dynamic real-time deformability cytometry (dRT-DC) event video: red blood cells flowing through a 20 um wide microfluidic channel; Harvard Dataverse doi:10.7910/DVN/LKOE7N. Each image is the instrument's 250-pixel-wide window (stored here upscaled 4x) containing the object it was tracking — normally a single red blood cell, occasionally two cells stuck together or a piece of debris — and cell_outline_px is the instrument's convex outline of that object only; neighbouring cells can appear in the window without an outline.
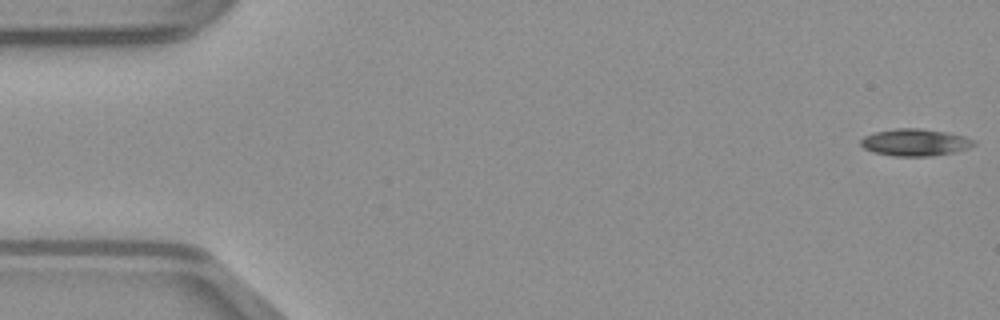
{"species": "common noctule bat (a hibernating species)", "species_latin": "Nyctalus noctula", "temperature_condition": "warm", "stored_images_in_passage": 49, "camera_frame_rate_fps": 3000, "um_per_image_px": 0.085, "animal": {"sex": "male", "body_mass_g": 23.1, "forearm_length_mm": 52.7}, "frame": {"image": 1, "passage_image": 1, "time_ms": 0.0, "image_size_px": [1000, 320], "cell_outline_px": [[976, 144], [968, 148], [952, 152], [928, 156], [892, 156], [872, 152], [864, 148], [860, 144], [860, 140], [864, 136], [876, 132], [896, 128], [920, 128], [944, 132], [964, 136], [976, 140]], "centroid_in_image_um": [77.76, 12.1], "position_along_channel_um": 7.2, "area_um2": 17.74}}
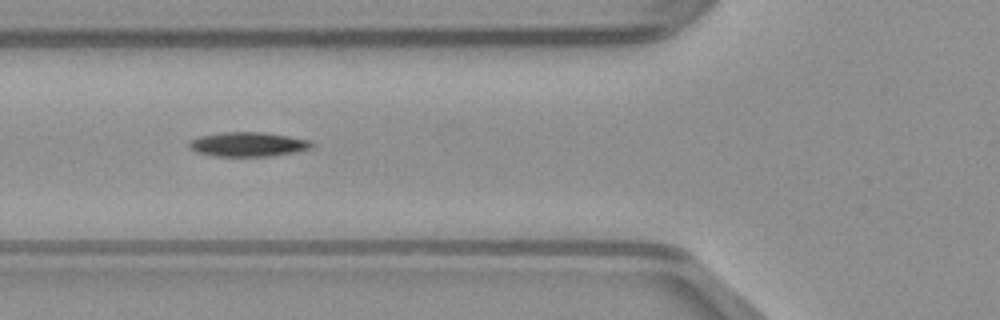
{"frame": {"image": 2, "passage_image": 18, "time_ms": 5.667, "image_size_px": [1000, 320], "cell_outline_px": [[316, 144], [312, 148], [296, 152], [272, 156], [212, 156], [196, 152], [188, 148], [188, 140], [200, 136], [220, 132], [264, 132], [312, 140]], "centroid_in_image_um": [21.09, 12.27], "position_along_channel_um": 104.7, "area_um2": 17.8}}
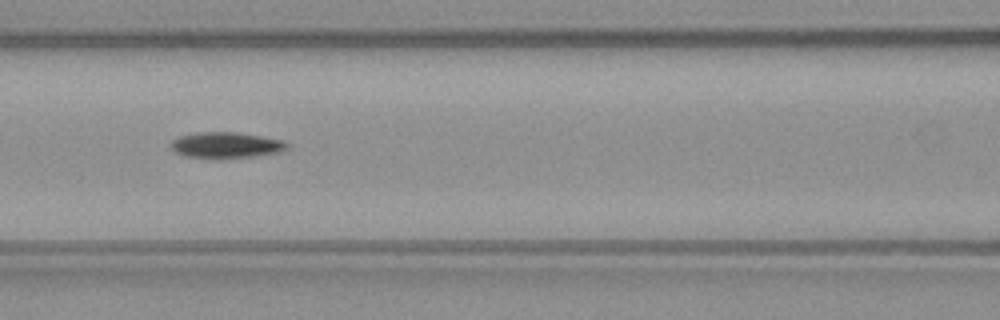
{"frame": {"image": 3, "passage_image": 21, "time_ms": 6.667, "image_size_px": [1000, 320], "cell_outline_px": [[288, 148], [276, 152], [252, 156], [220, 160], [184, 156], [176, 152], [172, 148], [172, 140], [180, 136], [196, 132], [236, 132], [284, 140], [288, 144]], "centroid_in_image_um": [19.19, 12.35], "position_along_channel_um": 147.4, "area_um2": 17.69}}